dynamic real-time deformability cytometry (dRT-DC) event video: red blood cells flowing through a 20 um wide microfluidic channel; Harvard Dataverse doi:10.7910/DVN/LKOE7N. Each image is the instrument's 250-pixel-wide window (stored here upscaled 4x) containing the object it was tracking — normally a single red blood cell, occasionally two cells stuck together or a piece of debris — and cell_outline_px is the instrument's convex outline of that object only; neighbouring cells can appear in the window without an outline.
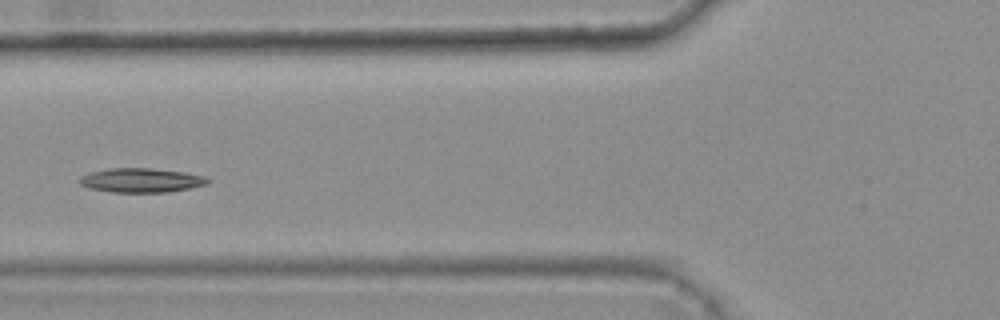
{"species": "common noctule bat (a hibernating species)", "species_latin": "Nyctalus noctula", "temperature_condition": "warm", "stored_images_in_passage": 6, "camera_frame_rate_fps": 3000, "um_per_image_px": 0.085, "animal": {"sex": "female", "body_mass_g": 25.1}, "frame": {"image": 1, "passage_image": 6, "time_ms": 1.667, "image_size_px": [1000, 320], "cell_outline_px": [[212, 180], [208, 184], [168, 192], [112, 192], [88, 188], [80, 184], [80, 180], [84, 176], [92, 172], [108, 168], [152, 168], [184, 172], [204, 176]], "centroid_in_image_um": [12.05, 15.32], "position_along_channel_um": 113.8, "area_um2": 17.98}}